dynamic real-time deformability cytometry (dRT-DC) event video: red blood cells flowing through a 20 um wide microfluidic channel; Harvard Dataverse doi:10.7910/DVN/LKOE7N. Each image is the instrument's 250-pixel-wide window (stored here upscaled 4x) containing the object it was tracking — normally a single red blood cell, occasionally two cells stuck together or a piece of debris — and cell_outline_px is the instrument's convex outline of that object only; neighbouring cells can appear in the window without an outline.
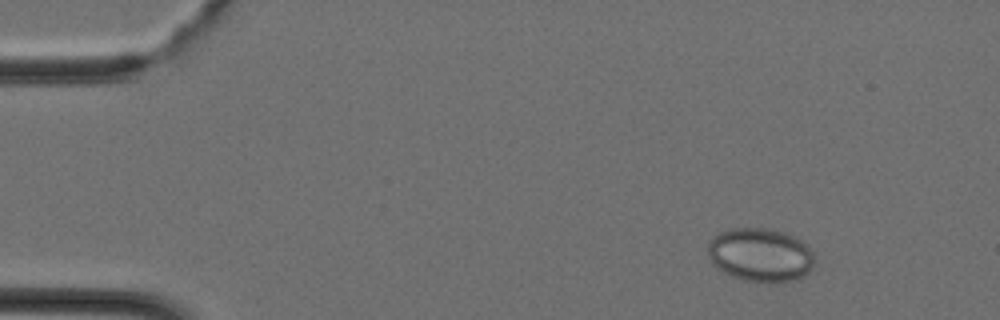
{"species": "Egyptian fruit bat (a non-hibernating species)", "species_latin": "Rousettus aegyptiacus", "temperature_condition": "cold", "stored_images_in_passage": 11, "camera_frame_rate_fps": 3000, "um_per_image_px": 0.085, "animal": {"sex": "female"}, "frame": {"image": 1, "passage_image": 4, "time_ms": 1.0, "image_size_px": [1000, 320], "cell_outline_px": [[812, 268], [808, 272], [792, 280], [776, 284], [744, 280], [732, 276], [716, 268], [712, 264], [708, 252], [708, 244], [712, 236], [728, 228], [768, 228], [788, 232], [796, 236], [812, 252]], "centroid_in_image_um": [64.6, 21.65], "position_along_channel_um": 20.4, "area_um2": 33.58}}